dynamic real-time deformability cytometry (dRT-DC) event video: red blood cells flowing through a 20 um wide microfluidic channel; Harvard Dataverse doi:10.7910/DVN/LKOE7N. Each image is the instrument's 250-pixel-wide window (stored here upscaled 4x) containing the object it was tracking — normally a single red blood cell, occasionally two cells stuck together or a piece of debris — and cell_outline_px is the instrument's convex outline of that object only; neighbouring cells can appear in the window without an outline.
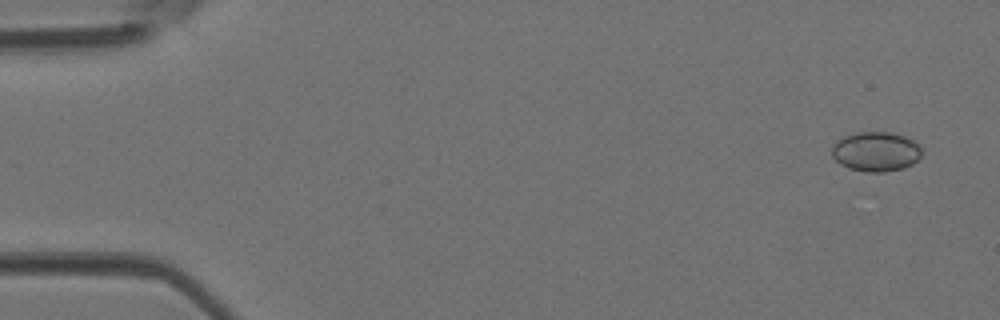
{"species": "Egyptian fruit bat (a non-hibernating species)", "species_latin": "Rousettus aegyptiacus", "temperature_condition": "room temperature", "stored_images_in_passage": 44, "camera_frame_rate_fps": 3000, "um_per_image_px": 0.085, "animal": {"sex": "female"}, "frame": {"image": 1, "passage_image": 1, "time_ms": 0.0, "image_size_px": [1000, 320], "cell_outline_px": [[920, 156], [912, 164], [904, 168], [884, 172], [868, 172], [848, 168], [840, 164], [832, 156], [832, 144], [836, 140], [844, 136], [856, 132], [888, 132], [904, 136], [920, 144]], "centroid_in_image_um": [74.42, 12.88], "position_along_channel_um": 10.6, "area_um2": 20.81}}
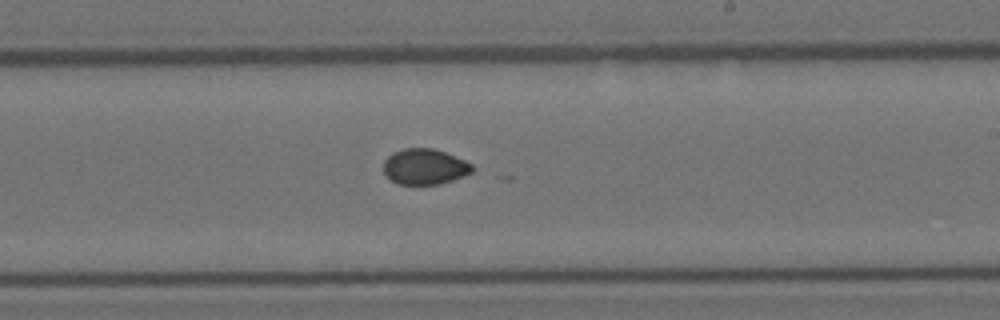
{"frame": {"image": 2, "passage_image": 26, "time_ms": 8.333, "image_size_px": [1000, 320], "cell_outline_px": [[472, 172], [464, 176], [440, 184], [396, 184], [384, 176], [384, 160], [392, 152], [404, 148], [432, 148], [444, 152], [464, 160], [472, 164]], "centroid_in_image_um": [36.05, 14.17], "position_along_channel_um": 252.9, "area_um2": 18.5}}
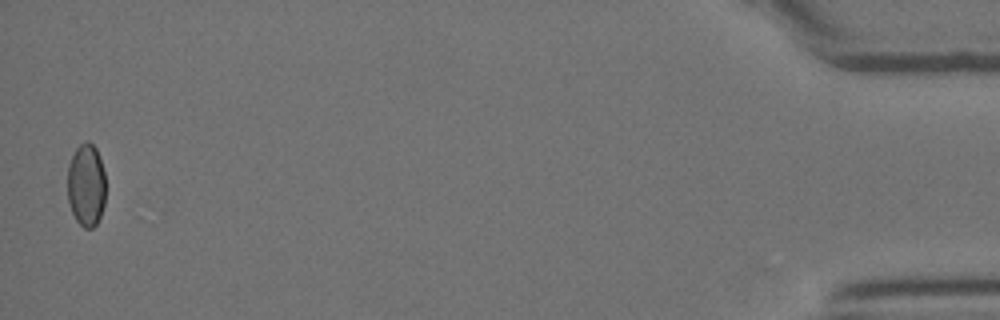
{"frame": {"image": 3, "passage_image": 44, "time_ms": 14.333, "image_size_px": [1000, 320], "cell_outline_px": [[104, 204], [100, 216], [96, 224], [92, 228], [84, 228], [76, 220], [72, 212], [68, 200], [68, 164], [76, 148], [80, 144], [88, 140], [96, 148], [100, 156], [104, 172]], "centroid_in_image_um": [7.32, 15.71], "position_along_channel_um": 427.9, "area_um2": 18.38}}